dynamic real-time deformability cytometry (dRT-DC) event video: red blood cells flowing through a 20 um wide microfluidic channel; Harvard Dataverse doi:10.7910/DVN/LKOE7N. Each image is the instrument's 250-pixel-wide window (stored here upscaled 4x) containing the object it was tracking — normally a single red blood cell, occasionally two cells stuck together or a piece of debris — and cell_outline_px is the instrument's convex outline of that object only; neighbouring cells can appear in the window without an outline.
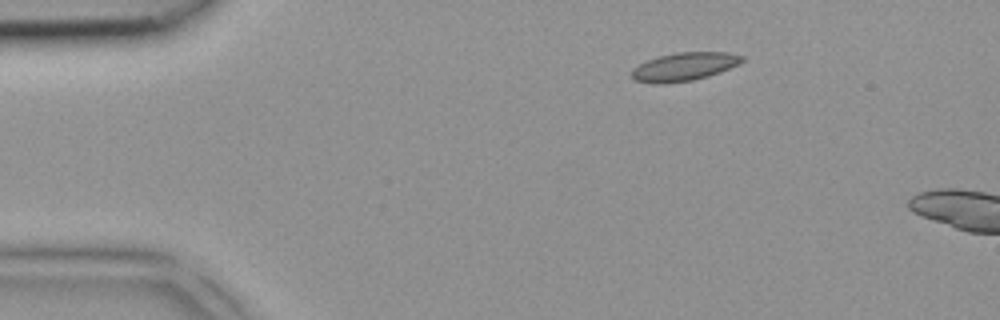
{"species": "common noctule bat (a hibernating species)", "species_latin": "Nyctalus noctula", "temperature_condition": "room temperature", "stored_images_in_passage": 3, "camera_frame_rate_fps": 3000, "um_per_image_px": 0.085, "animal": {"sex": "female", "body_mass_g": 18.4}, "frame": {"image": 1, "passage_image": 1, "time_ms": 0.0, "image_size_px": [1000, 320], "cell_outline_px": [[744, 60], [740, 64], [720, 72], [708, 76], [692, 80], [664, 84], [652, 84], [636, 80], [632, 76], [632, 68], [648, 60], [660, 56], [676, 52], [728, 52], [744, 56]], "centroid_in_image_um": [58.18, 5.67], "position_along_channel_um": 26.8, "area_um2": 18.21}}